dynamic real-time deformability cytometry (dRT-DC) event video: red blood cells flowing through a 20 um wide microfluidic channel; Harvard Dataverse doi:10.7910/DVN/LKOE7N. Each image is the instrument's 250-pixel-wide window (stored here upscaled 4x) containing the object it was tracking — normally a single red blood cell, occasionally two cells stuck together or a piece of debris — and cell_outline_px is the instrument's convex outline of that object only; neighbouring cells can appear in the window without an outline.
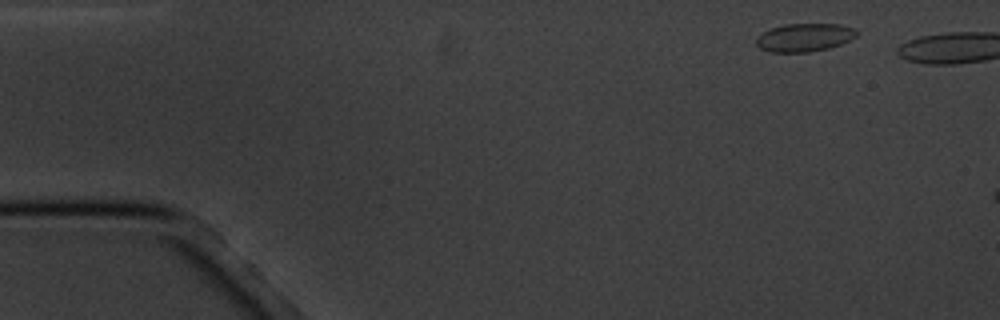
{"species": "common noctule bat (a hibernating species)", "species_latin": "Nyctalus noctula", "temperature_condition": "cold", "stored_images_in_passage": 3, "camera_frame_rate_fps": 3000, "um_per_image_px": 0.085, "animal": {"sex": "male", "body_mass_g": 20.1, "forearm_length_mm": 53.5}, "frame": {"image": 1, "passage_image": 1, "time_ms": 0.0, "image_size_px": [1000, 320], "cell_outline_px": [[860, 32], [856, 36], [840, 44], [828, 48], [808, 52], [772, 52], [760, 48], [756, 44], [756, 36], [772, 28], [784, 24], [840, 24], [852, 28]], "centroid_in_image_um": [68.37, 3.18], "position_along_channel_um": 16.6, "area_um2": 16.36}}